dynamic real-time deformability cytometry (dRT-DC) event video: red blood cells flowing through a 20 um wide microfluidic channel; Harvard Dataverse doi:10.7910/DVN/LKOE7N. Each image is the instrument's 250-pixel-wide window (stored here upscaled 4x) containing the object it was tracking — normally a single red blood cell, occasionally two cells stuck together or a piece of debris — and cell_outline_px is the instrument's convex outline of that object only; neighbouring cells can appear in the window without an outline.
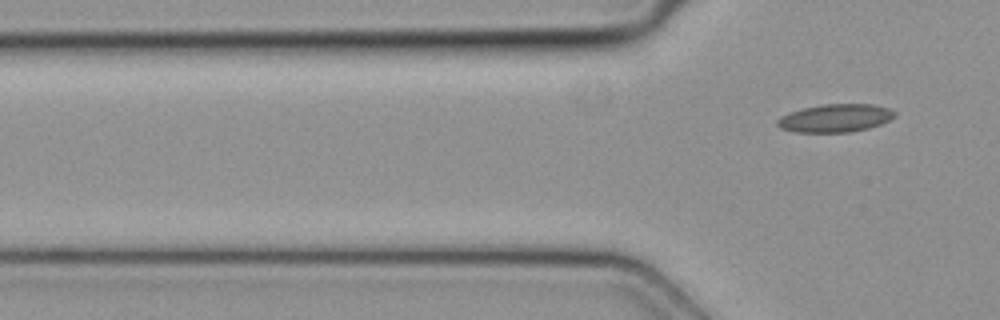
{"species": "common noctule bat (a hibernating species)", "species_latin": "Nyctalus noctula", "temperature_condition": "cold", "stored_images_in_passage": 2, "camera_frame_rate_fps": 3000, "um_per_image_px": 0.085, "animal": {"sex": "female", "body_mass_g": 19.3, "forearm_length_mm": 54.1}, "frame": {"image": 1, "passage_image": 2, "time_ms": 0.333, "image_size_px": [1000, 320], "cell_outline_px": [[896, 116], [880, 124], [868, 128], [848, 132], [796, 132], [780, 128], [776, 124], [776, 120], [780, 116], [788, 112], [820, 104], [872, 104], [888, 108], [896, 112]], "centroid_in_image_um": [70.97, 10.03], "position_along_channel_um": 54.8, "area_um2": 19.19}}